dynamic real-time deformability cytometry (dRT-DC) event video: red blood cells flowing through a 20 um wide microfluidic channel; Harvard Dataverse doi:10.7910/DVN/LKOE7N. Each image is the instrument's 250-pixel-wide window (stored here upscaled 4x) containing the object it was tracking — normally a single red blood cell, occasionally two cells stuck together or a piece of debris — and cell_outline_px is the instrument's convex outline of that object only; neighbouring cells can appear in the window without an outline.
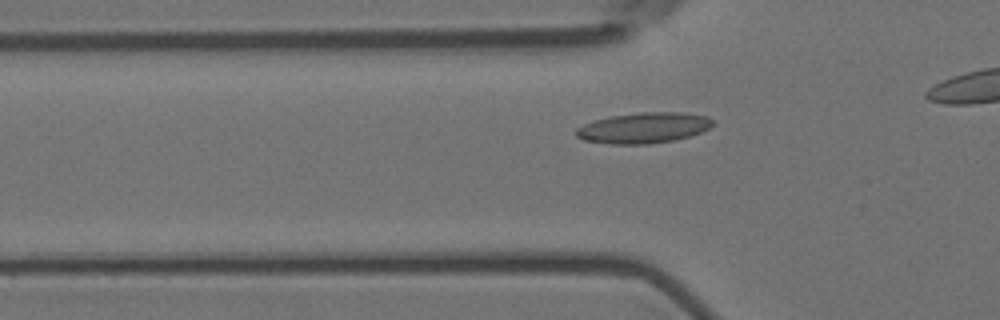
{"species": "Egyptian fruit bat (a non-hibernating species)", "species_latin": "Rousettus aegyptiacus", "temperature_condition": "room temperature", "stored_images_in_passage": 36, "camera_frame_rate_fps": 3000, "um_per_image_px": 0.085, "animal": {"sex": "female"}, "frame": {"image": 1, "passage_image": 9, "time_ms": 2.667, "image_size_px": [1000, 320], "cell_outline_px": [[712, 124], [708, 128], [700, 132], [688, 136], [672, 140], [648, 144], [608, 144], [584, 140], [576, 136], [576, 128], [592, 120], [612, 116], [640, 112], [680, 112], [708, 116], [712, 120]], "centroid_in_image_um": [54.66, 10.86], "position_along_channel_um": 71.1, "area_um2": 24.28}}
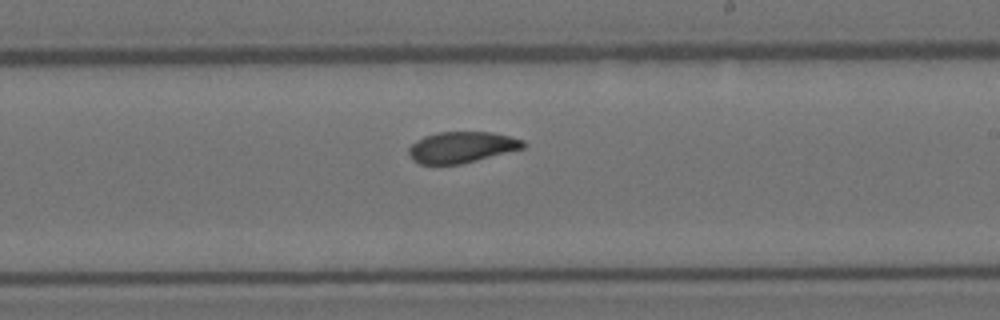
{"frame": {"image": 2, "passage_image": 24, "time_ms": 7.667, "image_size_px": [1000, 320], "cell_outline_px": [[528, 144], [524, 148], [460, 164], [420, 164], [412, 160], [408, 152], [408, 148], [416, 140], [424, 136], [436, 132], [492, 132], [524, 140]], "centroid_in_image_um": [39.23, 12.51], "position_along_channel_um": 249.8, "area_um2": 20.75}}
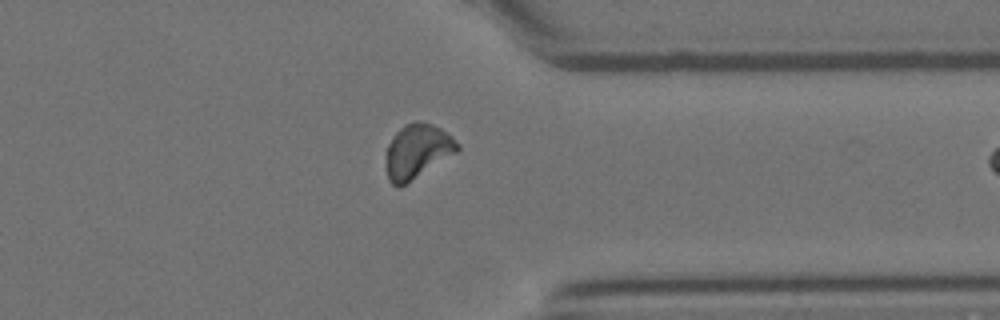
{"frame": {"image": 3, "passage_image": 35, "time_ms": 11.333, "image_size_px": [1000, 320], "cell_outline_px": [[460, 148], [456, 152], [404, 184], [392, 184], [388, 180], [388, 144], [396, 132], [404, 124], [416, 120], [440, 128], [452, 136], [460, 144]], "centroid_in_image_um": [35.5, 12.8], "position_along_channel_um": 375.9, "area_um2": 21.68}}